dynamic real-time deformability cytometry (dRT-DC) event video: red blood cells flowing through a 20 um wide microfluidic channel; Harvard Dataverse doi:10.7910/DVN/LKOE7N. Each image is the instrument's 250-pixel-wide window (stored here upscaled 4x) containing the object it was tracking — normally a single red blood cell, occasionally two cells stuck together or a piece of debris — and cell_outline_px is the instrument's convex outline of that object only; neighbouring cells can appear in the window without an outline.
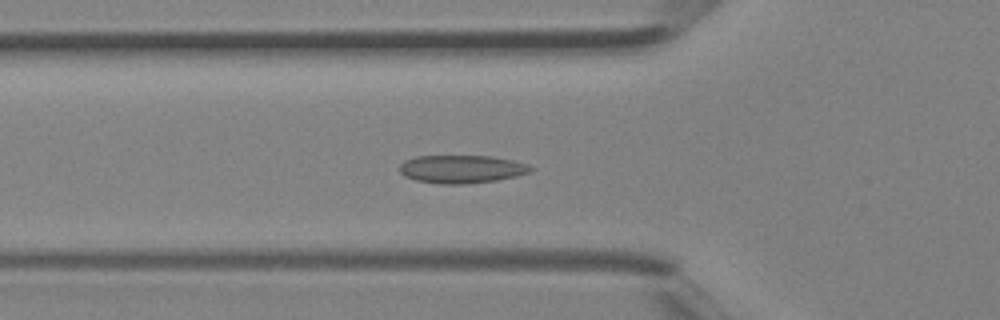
{"species": "Egyptian fruit bat (a non-hibernating species)", "species_latin": "Rousettus aegyptiacus", "temperature_condition": "room temperature", "stored_images_in_passage": 34, "camera_frame_rate_fps": 3000, "um_per_image_px": 0.085, "animal": {"sex": "female"}, "frame": {"image": 1, "passage_image": 12, "time_ms": 3.667, "image_size_px": [1000, 320], "cell_outline_px": [[536, 168], [528, 172], [516, 176], [496, 180], [464, 184], [440, 184], [416, 180], [404, 176], [400, 172], [400, 164], [404, 160], [416, 156], [492, 156], [512, 160], [528, 164]], "centroid_in_image_um": [39.23, 14.37], "position_along_channel_um": 86.6, "area_um2": 21.44}}
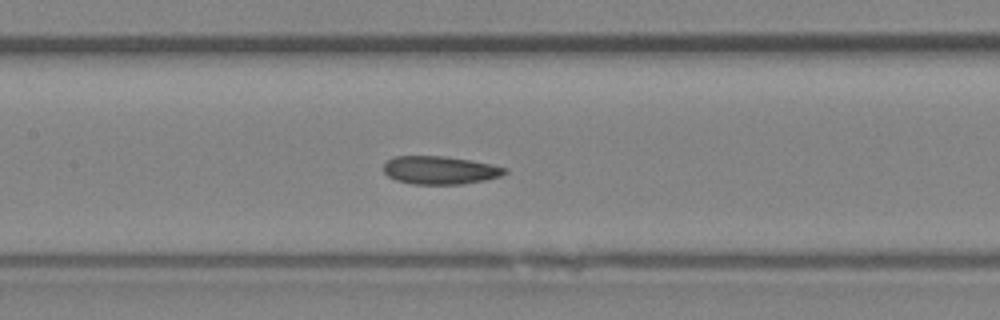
{"frame": {"image": 2, "passage_image": 17, "time_ms": 5.333, "image_size_px": [1000, 320], "cell_outline_px": [[508, 172], [500, 176], [484, 180], [460, 184], [412, 184], [396, 180], [388, 176], [384, 172], [384, 164], [388, 160], [396, 156], [444, 156], [492, 164], [508, 168]], "centroid_in_image_um": [37.4, 14.46], "position_along_channel_um": 170.0, "area_um2": 19.77}}
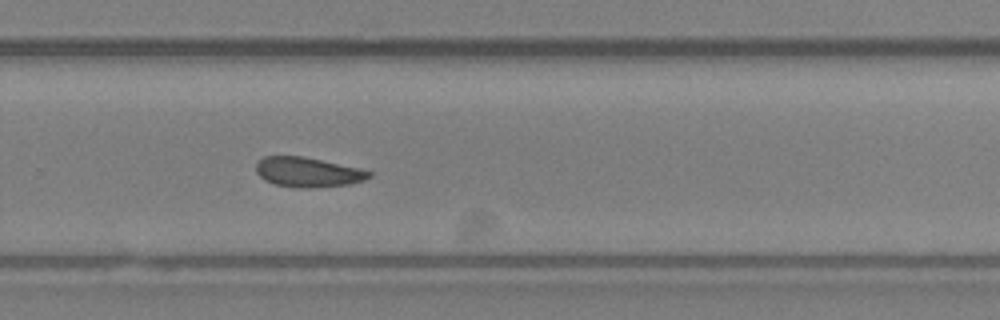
{"frame": {"image": 3, "passage_image": 25, "time_ms": 8.0, "image_size_px": [1000, 320], "cell_outline_px": [[372, 176], [364, 180], [348, 184], [308, 188], [296, 188], [276, 184], [264, 180], [256, 172], [256, 164], [264, 156], [304, 156], [360, 168], [372, 172]], "centroid_in_image_um": [26.17, 14.63], "position_along_channel_um": 303.6, "area_um2": 19.59}}